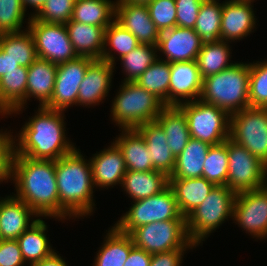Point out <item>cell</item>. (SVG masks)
Returning a JSON list of instances; mask_svg holds the SVG:
<instances>
[{
	"label": "cell",
	"instance_id": "19",
	"mask_svg": "<svg viewBox=\"0 0 267 266\" xmlns=\"http://www.w3.org/2000/svg\"><path fill=\"white\" fill-rule=\"evenodd\" d=\"M169 106L200 99L203 78L196 60L170 63Z\"/></svg>",
	"mask_w": 267,
	"mask_h": 266
},
{
	"label": "cell",
	"instance_id": "28",
	"mask_svg": "<svg viewBox=\"0 0 267 266\" xmlns=\"http://www.w3.org/2000/svg\"><path fill=\"white\" fill-rule=\"evenodd\" d=\"M69 39L78 56L101 59L105 28L75 21L65 23Z\"/></svg>",
	"mask_w": 267,
	"mask_h": 266
},
{
	"label": "cell",
	"instance_id": "8",
	"mask_svg": "<svg viewBox=\"0 0 267 266\" xmlns=\"http://www.w3.org/2000/svg\"><path fill=\"white\" fill-rule=\"evenodd\" d=\"M187 120L190 136L209 145H217L229 138L230 115L201 99L177 106Z\"/></svg>",
	"mask_w": 267,
	"mask_h": 266
},
{
	"label": "cell",
	"instance_id": "36",
	"mask_svg": "<svg viewBox=\"0 0 267 266\" xmlns=\"http://www.w3.org/2000/svg\"><path fill=\"white\" fill-rule=\"evenodd\" d=\"M0 48L23 67H29L38 58L34 39L28 29L0 34Z\"/></svg>",
	"mask_w": 267,
	"mask_h": 266
},
{
	"label": "cell",
	"instance_id": "20",
	"mask_svg": "<svg viewBox=\"0 0 267 266\" xmlns=\"http://www.w3.org/2000/svg\"><path fill=\"white\" fill-rule=\"evenodd\" d=\"M115 21L131 32L140 44L157 46L160 31L152 21L147 5L116 2Z\"/></svg>",
	"mask_w": 267,
	"mask_h": 266
},
{
	"label": "cell",
	"instance_id": "5",
	"mask_svg": "<svg viewBox=\"0 0 267 266\" xmlns=\"http://www.w3.org/2000/svg\"><path fill=\"white\" fill-rule=\"evenodd\" d=\"M112 99L110 118L119 129H136L155 121L165 104L136 82H121Z\"/></svg>",
	"mask_w": 267,
	"mask_h": 266
},
{
	"label": "cell",
	"instance_id": "25",
	"mask_svg": "<svg viewBox=\"0 0 267 266\" xmlns=\"http://www.w3.org/2000/svg\"><path fill=\"white\" fill-rule=\"evenodd\" d=\"M214 186L204 177L169 178V187L185 218L207 198Z\"/></svg>",
	"mask_w": 267,
	"mask_h": 266
},
{
	"label": "cell",
	"instance_id": "14",
	"mask_svg": "<svg viewBox=\"0 0 267 266\" xmlns=\"http://www.w3.org/2000/svg\"><path fill=\"white\" fill-rule=\"evenodd\" d=\"M92 60L90 57L78 56L57 65L54 92L44 107L66 112L68 108L78 106L79 87Z\"/></svg>",
	"mask_w": 267,
	"mask_h": 266
},
{
	"label": "cell",
	"instance_id": "49",
	"mask_svg": "<svg viewBox=\"0 0 267 266\" xmlns=\"http://www.w3.org/2000/svg\"><path fill=\"white\" fill-rule=\"evenodd\" d=\"M151 257L150 253L134 246L123 266H150Z\"/></svg>",
	"mask_w": 267,
	"mask_h": 266
},
{
	"label": "cell",
	"instance_id": "29",
	"mask_svg": "<svg viewBox=\"0 0 267 266\" xmlns=\"http://www.w3.org/2000/svg\"><path fill=\"white\" fill-rule=\"evenodd\" d=\"M169 186V177L160 171L137 172L127 170L121 186L132 201L151 197Z\"/></svg>",
	"mask_w": 267,
	"mask_h": 266
},
{
	"label": "cell",
	"instance_id": "47",
	"mask_svg": "<svg viewBox=\"0 0 267 266\" xmlns=\"http://www.w3.org/2000/svg\"><path fill=\"white\" fill-rule=\"evenodd\" d=\"M0 266H26L17 240H0Z\"/></svg>",
	"mask_w": 267,
	"mask_h": 266
},
{
	"label": "cell",
	"instance_id": "3",
	"mask_svg": "<svg viewBox=\"0 0 267 266\" xmlns=\"http://www.w3.org/2000/svg\"><path fill=\"white\" fill-rule=\"evenodd\" d=\"M79 148L56 160L59 219L90 218L96 208L95 187L89 158ZM87 157V158H86Z\"/></svg>",
	"mask_w": 267,
	"mask_h": 266
},
{
	"label": "cell",
	"instance_id": "46",
	"mask_svg": "<svg viewBox=\"0 0 267 266\" xmlns=\"http://www.w3.org/2000/svg\"><path fill=\"white\" fill-rule=\"evenodd\" d=\"M203 1L204 0H175L176 26L194 29Z\"/></svg>",
	"mask_w": 267,
	"mask_h": 266
},
{
	"label": "cell",
	"instance_id": "1",
	"mask_svg": "<svg viewBox=\"0 0 267 266\" xmlns=\"http://www.w3.org/2000/svg\"><path fill=\"white\" fill-rule=\"evenodd\" d=\"M35 109L34 115L15 132L13 156L58 160L73 152L77 146L67 137L65 111L44 106Z\"/></svg>",
	"mask_w": 267,
	"mask_h": 266
},
{
	"label": "cell",
	"instance_id": "40",
	"mask_svg": "<svg viewBox=\"0 0 267 266\" xmlns=\"http://www.w3.org/2000/svg\"><path fill=\"white\" fill-rule=\"evenodd\" d=\"M203 167L202 177L214 185L226 186L228 174L227 140L209 147Z\"/></svg>",
	"mask_w": 267,
	"mask_h": 266
},
{
	"label": "cell",
	"instance_id": "41",
	"mask_svg": "<svg viewBox=\"0 0 267 266\" xmlns=\"http://www.w3.org/2000/svg\"><path fill=\"white\" fill-rule=\"evenodd\" d=\"M31 18V12L25 10L21 0H0V34L28 29Z\"/></svg>",
	"mask_w": 267,
	"mask_h": 266
},
{
	"label": "cell",
	"instance_id": "15",
	"mask_svg": "<svg viewBox=\"0 0 267 266\" xmlns=\"http://www.w3.org/2000/svg\"><path fill=\"white\" fill-rule=\"evenodd\" d=\"M253 3L251 0L223 1L221 40L236 43L256 31L259 20Z\"/></svg>",
	"mask_w": 267,
	"mask_h": 266
},
{
	"label": "cell",
	"instance_id": "16",
	"mask_svg": "<svg viewBox=\"0 0 267 266\" xmlns=\"http://www.w3.org/2000/svg\"><path fill=\"white\" fill-rule=\"evenodd\" d=\"M202 44L203 41L194 29L175 26L160 33L158 58L169 63L193 61L196 60Z\"/></svg>",
	"mask_w": 267,
	"mask_h": 266
},
{
	"label": "cell",
	"instance_id": "37",
	"mask_svg": "<svg viewBox=\"0 0 267 266\" xmlns=\"http://www.w3.org/2000/svg\"><path fill=\"white\" fill-rule=\"evenodd\" d=\"M204 0L194 26L203 42L221 40V16L223 1Z\"/></svg>",
	"mask_w": 267,
	"mask_h": 266
},
{
	"label": "cell",
	"instance_id": "52",
	"mask_svg": "<svg viewBox=\"0 0 267 266\" xmlns=\"http://www.w3.org/2000/svg\"><path fill=\"white\" fill-rule=\"evenodd\" d=\"M23 7L25 8V10L27 11L28 8H32L30 10H34L33 12L31 11V16L35 15L41 8L42 6L45 4V2L47 0H21Z\"/></svg>",
	"mask_w": 267,
	"mask_h": 266
},
{
	"label": "cell",
	"instance_id": "23",
	"mask_svg": "<svg viewBox=\"0 0 267 266\" xmlns=\"http://www.w3.org/2000/svg\"><path fill=\"white\" fill-rule=\"evenodd\" d=\"M142 135L156 171L171 176L176 163V157L168 146L162 127L156 122L144 123L136 128Z\"/></svg>",
	"mask_w": 267,
	"mask_h": 266
},
{
	"label": "cell",
	"instance_id": "54",
	"mask_svg": "<svg viewBox=\"0 0 267 266\" xmlns=\"http://www.w3.org/2000/svg\"><path fill=\"white\" fill-rule=\"evenodd\" d=\"M5 117L6 118H9L4 112L3 110L0 108V119H3Z\"/></svg>",
	"mask_w": 267,
	"mask_h": 266
},
{
	"label": "cell",
	"instance_id": "33",
	"mask_svg": "<svg viewBox=\"0 0 267 266\" xmlns=\"http://www.w3.org/2000/svg\"><path fill=\"white\" fill-rule=\"evenodd\" d=\"M210 146L191 137L186 147L176 157L175 168L169 178L202 177L203 165Z\"/></svg>",
	"mask_w": 267,
	"mask_h": 266
},
{
	"label": "cell",
	"instance_id": "35",
	"mask_svg": "<svg viewBox=\"0 0 267 266\" xmlns=\"http://www.w3.org/2000/svg\"><path fill=\"white\" fill-rule=\"evenodd\" d=\"M139 45L137 38L114 20L105 29L104 49L101 59L114 64V67H116L118 59Z\"/></svg>",
	"mask_w": 267,
	"mask_h": 266
},
{
	"label": "cell",
	"instance_id": "44",
	"mask_svg": "<svg viewBox=\"0 0 267 266\" xmlns=\"http://www.w3.org/2000/svg\"><path fill=\"white\" fill-rule=\"evenodd\" d=\"M147 7L152 21L160 33L176 26L175 0H152Z\"/></svg>",
	"mask_w": 267,
	"mask_h": 266
},
{
	"label": "cell",
	"instance_id": "4",
	"mask_svg": "<svg viewBox=\"0 0 267 266\" xmlns=\"http://www.w3.org/2000/svg\"><path fill=\"white\" fill-rule=\"evenodd\" d=\"M249 62H234L203 79L200 99L224 109L229 115L249 107Z\"/></svg>",
	"mask_w": 267,
	"mask_h": 266
},
{
	"label": "cell",
	"instance_id": "24",
	"mask_svg": "<svg viewBox=\"0 0 267 266\" xmlns=\"http://www.w3.org/2000/svg\"><path fill=\"white\" fill-rule=\"evenodd\" d=\"M113 142L122 151L127 170L137 172L153 171V163L145 140L136 129H119Z\"/></svg>",
	"mask_w": 267,
	"mask_h": 266
},
{
	"label": "cell",
	"instance_id": "45",
	"mask_svg": "<svg viewBox=\"0 0 267 266\" xmlns=\"http://www.w3.org/2000/svg\"><path fill=\"white\" fill-rule=\"evenodd\" d=\"M4 129L0 128V185L9 182L14 154V130Z\"/></svg>",
	"mask_w": 267,
	"mask_h": 266
},
{
	"label": "cell",
	"instance_id": "31",
	"mask_svg": "<svg viewBox=\"0 0 267 266\" xmlns=\"http://www.w3.org/2000/svg\"><path fill=\"white\" fill-rule=\"evenodd\" d=\"M155 121L162 127L168 146L177 157L191 138L185 114L177 106H166Z\"/></svg>",
	"mask_w": 267,
	"mask_h": 266
},
{
	"label": "cell",
	"instance_id": "26",
	"mask_svg": "<svg viewBox=\"0 0 267 266\" xmlns=\"http://www.w3.org/2000/svg\"><path fill=\"white\" fill-rule=\"evenodd\" d=\"M43 219L49 218H39L16 239L27 266H32L56 251L47 236L48 223Z\"/></svg>",
	"mask_w": 267,
	"mask_h": 266
},
{
	"label": "cell",
	"instance_id": "6",
	"mask_svg": "<svg viewBox=\"0 0 267 266\" xmlns=\"http://www.w3.org/2000/svg\"><path fill=\"white\" fill-rule=\"evenodd\" d=\"M236 193L224 185H215L207 198L186 217L188 237L197 247L222 224L233 218Z\"/></svg>",
	"mask_w": 267,
	"mask_h": 266
},
{
	"label": "cell",
	"instance_id": "38",
	"mask_svg": "<svg viewBox=\"0 0 267 266\" xmlns=\"http://www.w3.org/2000/svg\"><path fill=\"white\" fill-rule=\"evenodd\" d=\"M170 75V63L158 58L135 82L169 106Z\"/></svg>",
	"mask_w": 267,
	"mask_h": 266
},
{
	"label": "cell",
	"instance_id": "18",
	"mask_svg": "<svg viewBox=\"0 0 267 266\" xmlns=\"http://www.w3.org/2000/svg\"><path fill=\"white\" fill-rule=\"evenodd\" d=\"M89 160L93 185L96 190L104 191L117 187V185L122 186L127 167L122 151L113 141L103 150L92 154Z\"/></svg>",
	"mask_w": 267,
	"mask_h": 266
},
{
	"label": "cell",
	"instance_id": "48",
	"mask_svg": "<svg viewBox=\"0 0 267 266\" xmlns=\"http://www.w3.org/2000/svg\"><path fill=\"white\" fill-rule=\"evenodd\" d=\"M193 248H179L152 254L150 266H182L184 255Z\"/></svg>",
	"mask_w": 267,
	"mask_h": 266
},
{
	"label": "cell",
	"instance_id": "50",
	"mask_svg": "<svg viewBox=\"0 0 267 266\" xmlns=\"http://www.w3.org/2000/svg\"><path fill=\"white\" fill-rule=\"evenodd\" d=\"M20 65L0 48V78L7 72L17 70Z\"/></svg>",
	"mask_w": 267,
	"mask_h": 266
},
{
	"label": "cell",
	"instance_id": "12",
	"mask_svg": "<svg viewBox=\"0 0 267 266\" xmlns=\"http://www.w3.org/2000/svg\"><path fill=\"white\" fill-rule=\"evenodd\" d=\"M28 30L34 39L38 58L59 65L78 57L65 24L31 19Z\"/></svg>",
	"mask_w": 267,
	"mask_h": 266
},
{
	"label": "cell",
	"instance_id": "42",
	"mask_svg": "<svg viewBox=\"0 0 267 266\" xmlns=\"http://www.w3.org/2000/svg\"><path fill=\"white\" fill-rule=\"evenodd\" d=\"M249 107L267 108V59L249 62Z\"/></svg>",
	"mask_w": 267,
	"mask_h": 266
},
{
	"label": "cell",
	"instance_id": "53",
	"mask_svg": "<svg viewBox=\"0 0 267 266\" xmlns=\"http://www.w3.org/2000/svg\"><path fill=\"white\" fill-rule=\"evenodd\" d=\"M152 0H117L116 2H129L133 4H145L147 5L150 3Z\"/></svg>",
	"mask_w": 267,
	"mask_h": 266
},
{
	"label": "cell",
	"instance_id": "9",
	"mask_svg": "<svg viewBox=\"0 0 267 266\" xmlns=\"http://www.w3.org/2000/svg\"><path fill=\"white\" fill-rule=\"evenodd\" d=\"M134 246L152 254L179 248H197L188 237L186 220H167L145 224L129 234Z\"/></svg>",
	"mask_w": 267,
	"mask_h": 266
},
{
	"label": "cell",
	"instance_id": "30",
	"mask_svg": "<svg viewBox=\"0 0 267 266\" xmlns=\"http://www.w3.org/2000/svg\"><path fill=\"white\" fill-rule=\"evenodd\" d=\"M105 233L92 266H123L134 247L131 236L120 232L114 225Z\"/></svg>",
	"mask_w": 267,
	"mask_h": 266
},
{
	"label": "cell",
	"instance_id": "2",
	"mask_svg": "<svg viewBox=\"0 0 267 266\" xmlns=\"http://www.w3.org/2000/svg\"><path fill=\"white\" fill-rule=\"evenodd\" d=\"M56 160L13 156L9 183L12 194L24 201L40 218L59 219V196L55 175Z\"/></svg>",
	"mask_w": 267,
	"mask_h": 266
},
{
	"label": "cell",
	"instance_id": "22",
	"mask_svg": "<svg viewBox=\"0 0 267 266\" xmlns=\"http://www.w3.org/2000/svg\"><path fill=\"white\" fill-rule=\"evenodd\" d=\"M28 67L19 66L0 78V108L7 116H17L27 109Z\"/></svg>",
	"mask_w": 267,
	"mask_h": 266
},
{
	"label": "cell",
	"instance_id": "13",
	"mask_svg": "<svg viewBox=\"0 0 267 266\" xmlns=\"http://www.w3.org/2000/svg\"><path fill=\"white\" fill-rule=\"evenodd\" d=\"M233 223L245 233L262 241L267 238V185L236 194ZM258 239V240H257Z\"/></svg>",
	"mask_w": 267,
	"mask_h": 266
},
{
	"label": "cell",
	"instance_id": "34",
	"mask_svg": "<svg viewBox=\"0 0 267 266\" xmlns=\"http://www.w3.org/2000/svg\"><path fill=\"white\" fill-rule=\"evenodd\" d=\"M117 0H76L71 21L106 27L115 20Z\"/></svg>",
	"mask_w": 267,
	"mask_h": 266
},
{
	"label": "cell",
	"instance_id": "43",
	"mask_svg": "<svg viewBox=\"0 0 267 266\" xmlns=\"http://www.w3.org/2000/svg\"><path fill=\"white\" fill-rule=\"evenodd\" d=\"M76 0H47L42 8L32 16L46 23H67L71 20Z\"/></svg>",
	"mask_w": 267,
	"mask_h": 266
},
{
	"label": "cell",
	"instance_id": "21",
	"mask_svg": "<svg viewBox=\"0 0 267 266\" xmlns=\"http://www.w3.org/2000/svg\"><path fill=\"white\" fill-rule=\"evenodd\" d=\"M40 217L13 194L0 197V240H16Z\"/></svg>",
	"mask_w": 267,
	"mask_h": 266
},
{
	"label": "cell",
	"instance_id": "17",
	"mask_svg": "<svg viewBox=\"0 0 267 266\" xmlns=\"http://www.w3.org/2000/svg\"><path fill=\"white\" fill-rule=\"evenodd\" d=\"M115 67L102 59H93L78 92V107L90 108L105 102L113 86Z\"/></svg>",
	"mask_w": 267,
	"mask_h": 266
},
{
	"label": "cell",
	"instance_id": "10",
	"mask_svg": "<svg viewBox=\"0 0 267 266\" xmlns=\"http://www.w3.org/2000/svg\"><path fill=\"white\" fill-rule=\"evenodd\" d=\"M229 138L267 165V108L247 107L231 114Z\"/></svg>",
	"mask_w": 267,
	"mask_h": 266
},
{
	"label": "cell",
	"instance_id": "11",
	"mask_svg": "<svg viewBox=\"0 0 267 266\" xmlns=\"http://www.w3.org/2000/svg\"><path fill=\"white\" fill-rule=\"evenodd\" d=\"M228 174L226 186L234 193L256 190L267 185V165L242 145L227 139Z\"/></svg>",
	"mask_w": 267,
	"mask_h": 266
},
{
	"label": "cell",
	"instance_id": "39",
	"mask_svg": "<svg viewBox=\"0 0 267 266\" xmlns=\"http://www.w3.org/2000/svg\"><path fill=\"white\" fill-rule=\"evenodd\" d=\"M157 59V46L140 44L118 59L125 75L121 82H135Z\"/></svg>",
	"mask_w": 267,
	"mask_h": 266
},
{
	"label": "cell",
	"instance_id": "51",
	"mask_svg": "<svg viewBox=\"0 0 267 266\" xmlns=\"http://www.w3.org/2000/svg\"><path fill=\"white\" fill-rule=\"evenodd\" d=\"M60 255L58 251H55L51 256L42 259L32 266H69L68 262L65 261L66 258Z\"/></svg>",
	"mask_w": 267,
	"mask_h": 266
},
{
	"label": "cell",
	"instance_id": "7",
	"mask_svg": "<svg viewBox=\"0 0 267 266\" xmlns=\"http://www.w3.org/2000/svg\"><path fill=\"white\" fill-rule=\"evenodd\" d=\"M130 204L129 210L113 224L125 234H130L135 228L153 222L186 220L169 186L156 195L132 201Z\"/></svg>",
	"mask_w": 267,
	"mask_h": 266
},
{
	"label": "cell",
	"instance_id": "32",
	"mask_svg": "<svg viewBox=\"0 0 267 266\" xmlns=\"http://www.w3.org/2000/svg\"><path fill=\"white\" fill-rule=\"evenodd\" d=\"M232 43L224 40L203 42L200 52L196 57L197 67L201 77L217 74L224 69L231 67L235 62L232 61Z\"/></svg>",
	"mask_w": 267,
	"mask_h": 266
},
{
	"label": "cell",
	"instance_id": "27",
	"mask_svg": "<svg viewBox=\"0 0 267 266\" xmlns=\"http://www.w3.org/2000/svg\"><path fill=\"white\" fill-rule=\"evenodd\" d=\"M57 65L37 58L28 67L27 104L37 99L40 106H45L52 98L56 79Z\"/></svg>",
	"mask_w": 267,
	"mask_h": 266
}]
</instances>
